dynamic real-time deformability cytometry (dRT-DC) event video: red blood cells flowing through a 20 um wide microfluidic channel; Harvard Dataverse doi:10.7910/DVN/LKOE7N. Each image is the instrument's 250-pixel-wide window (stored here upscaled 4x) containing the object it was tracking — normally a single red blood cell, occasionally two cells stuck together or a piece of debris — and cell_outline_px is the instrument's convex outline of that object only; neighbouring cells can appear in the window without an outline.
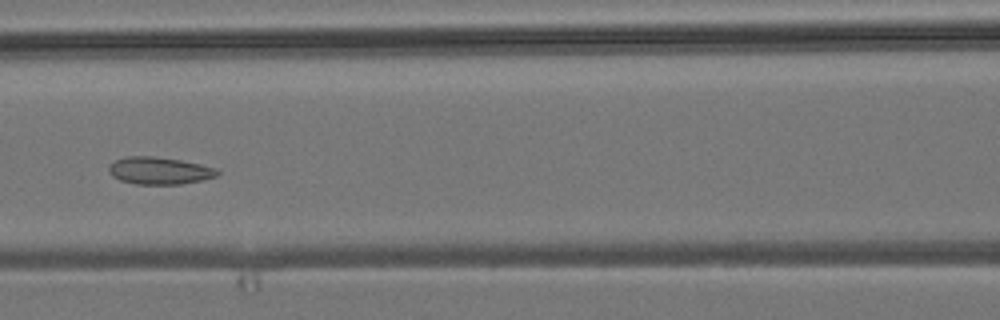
{"species": "common noctule bat (a hibernating species)", "species_latin": "Nyctalus noctula", "temperature_condition": "room temperature", "stored_images_in_passage": 6, "camera_frame_rate_fps": 3000, "um_per_image_px": 0.085, "animal": {"sex": "male", "body_mass_g": 19.2, "forearm_length_mm": 51.8}, "frame": {"image": 1, "passage_image": 6, "time_ms": 5.667, "image_size_px": [1000, 320], "cell_outline_px": [[220, 172], [216, 176], [200, 180], [180, 184], [136, 184], [120, 180], [112, 176], [108, 172], [108, 164], [124, 156], [152, 156], [180, 160], [200, 164], [216, 168]], "centroid_in_image_um": [13.5, 14.5], "position_along_channel_um": 153.1, "area_um2": 17.22}}